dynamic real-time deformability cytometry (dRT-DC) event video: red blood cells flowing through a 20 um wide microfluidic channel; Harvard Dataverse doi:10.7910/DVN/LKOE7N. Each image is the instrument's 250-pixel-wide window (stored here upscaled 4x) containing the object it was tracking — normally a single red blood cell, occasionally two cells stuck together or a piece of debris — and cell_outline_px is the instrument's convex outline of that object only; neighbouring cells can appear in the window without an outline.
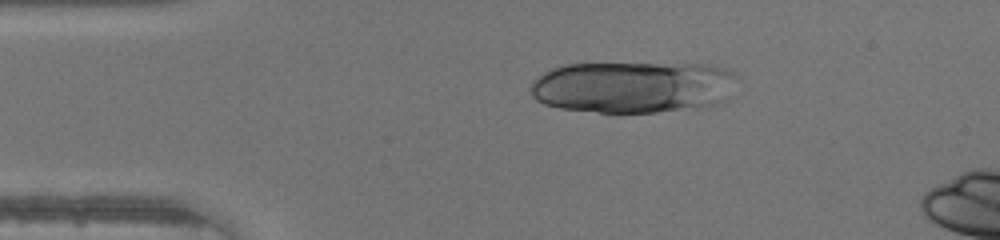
{"species": "human", "species_latin": "Homo sapiens", "temperature_condition": "warm", "stored_images_in_passage": 12, "camera_frame_rate_fps": 3000, "um_per_image_px": 0.085, "donor": {"sex": "male"}, "frame": {"image": 1, "passage_image": 8, "time_ms": 2.333, "image_size_px": [1000, 240], "cell_outline_px": [[736, 76], [732, 100], [708, 108], [656, 112], [600, 112], [560, 108], [544, 104], [536, 100], [532, 96], [532, 84], [536, 76], [552, 68], [564, 64], [712, 64], [728, 68], [736, 72]], "centroid_in_image_um": [53.95, 7.41], "position_along_channel_um": 31.1, "area_um2": 63.52}}